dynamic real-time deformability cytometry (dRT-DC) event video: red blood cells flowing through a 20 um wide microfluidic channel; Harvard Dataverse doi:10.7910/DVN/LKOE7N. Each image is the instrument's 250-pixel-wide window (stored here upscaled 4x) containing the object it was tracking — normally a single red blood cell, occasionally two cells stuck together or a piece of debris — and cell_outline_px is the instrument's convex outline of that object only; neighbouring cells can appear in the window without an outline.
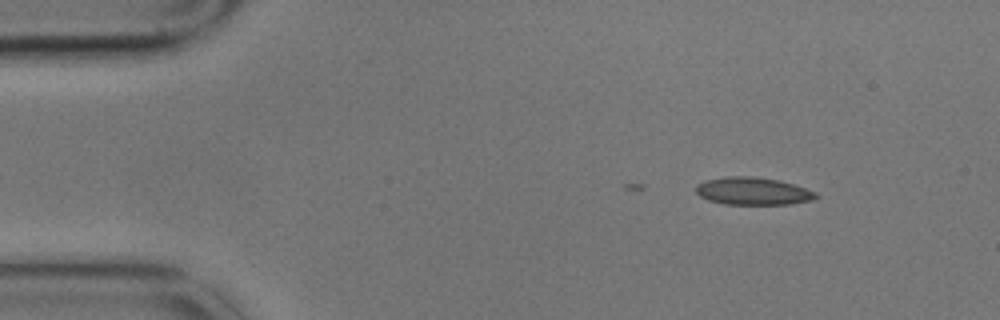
{"species": "common noctule bat (a hibernating species)", "species_latin": "Nyctalus noctula", "temperature_condition": "cold", "stored_images_in_passage": 4, "camera_frame_rate_fps": 3000, "um_per_image_px": 0.085, "animal": {"sex": "male", "body_mass_g": 17.9}, "frame": {"image": 1, "passage_image": 4, "time_ms": 1.0, "image_size_px": [1000, 320], "cell_outline_px": [[820, 196], [812, 200], [788, 204], [724, 204], [708, 200], [700, 196], [696, 192], [696, 184], [708, 180], [724, 176], [752, 176], [780, 180], [816, 192]], "centroid_in_image_um": [63.99, 16.24], "position_along_channel_um": 21.0, "area_um2": 19.25}}